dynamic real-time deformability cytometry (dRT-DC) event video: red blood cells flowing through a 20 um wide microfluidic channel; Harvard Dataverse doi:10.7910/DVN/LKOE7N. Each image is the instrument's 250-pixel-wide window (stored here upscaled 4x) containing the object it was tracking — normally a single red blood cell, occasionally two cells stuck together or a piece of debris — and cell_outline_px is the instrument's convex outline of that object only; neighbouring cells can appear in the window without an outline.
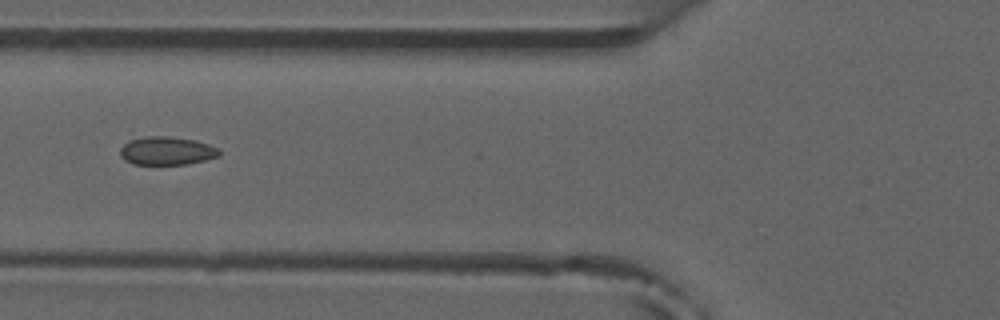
{"species": "common noctule bat (a hibernating species)", "species_latin": "Nyctalus noctula", "temperature_condition": "room temperature", "stored_images_in_passage": 5, "camera_frame_rate_fps": 3000, "um_per_image_px": 0.085, "animal": {"sex": "male", "forearm_length_mm": 52.5}, "frame": {"image": 1, "passage_image": 5, "time_ms": 4.667, "image_size_px": [1000, 320], "cell_outline_px": [[220, 156], [188, 164], [132, 164], [124, 160], [120, 156], [120, 148], [128, 140], [144, 136], [168, 136], [196, 140], [208, 144], [216, 148], [220, 152]], "centroid_in_image_um": [14.14, 12.81], "position_along_channel_um": 111.7, "area_um2": 16.42}}